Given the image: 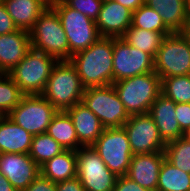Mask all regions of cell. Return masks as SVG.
<instances>
[{"mask_svg": "<svg viewBox=\"0 0 190 191\" xmlns=\"http://www.w3.org/2000/svg\"><path fill=\"white\" fill-rule=\"evenodd\" d=\"M145 4L157 10L172 33L183 31L188 15L185 0H145Z\"/></svg>", "mask_w": 190, "mask_h": 191, "instance_id": "cell-23", "label": "cell"}, {"mask_svg": "<svg viewBox=\"0 0 190 191\" xmlns=\"http://www.w3.org/2000/svg\"><path fill=\"white\" fill-rule=\"evenodd\" d=\"M77 153V177L85 191H113L117 176L102 161L92 146H82Z\"/></svg>", "mask_w": 190, "mask_h": 191, "instance_id": "cell-11", "label": "cell"}, {"mask_svg": "<svg viewBox=\"0 0 190 191\" xmlns=\"http://www.w3.org/2000/svg\"><path fill=\"white\" fill-rule=\"evenodd\" d=\"M124 7H127L130 11H136L141 5L145 3V0H115Z\"/></svg>", "mask_w": 190, "mask_h": 191, "instance_id": "cell-38", "label": "cell"}, {"mask_svg": "<svg viewBox=\"0 0 190 191\" xmlns=\"http://www.w3.org/2000/svg\"><path fill=\"white\" fill-rule=\"evenodd\" d=\"M156 191H190V174L165 159L159 172Z\"/></svg>", "mask_w": 190, "mask_h": 191, "instance_id": "cell-26", "label": "cell"}, {"mask_svg": "<svg viewBox=\"0 0 190 191\" xmlns=\"http://www.w3.org/2000/svg\"><path fill=\"white\" fill-rule=\"evenodd\" d=\"M172 32H155L131 27L121 37L129 45L150 54L155 58L163 39Z\"/></svg>", "mask_w": 190, "mask_h": 191, "instance_id": "cell-25", "label": "cell"}, {"mask_svg": "<svg viewBox=\"0 0 190 191\" xmlns=\"http://www.w3.org/2000/svg\"><path fill=\"white\" fill-rule=\"evenodd\" d=\"M0 173L17 191H23L40 174V167L29 154H0Z\"/></svg>", "mask_w": 190, "mask_h": 191, "instance_id": "cell-14", "label": "cell"}, {"mask_svg": "<svg viewBox=\"0 0 190 191\" xmlns=\"http://www.w3.org/2000/svg\"><path fill=\"white\" fill-rule=\"evenodd\" d=\"M58 14L69 45V60L72 55L87 49L101 36L94 20L69 7L65 2L50 5Z\"/></svg>", "mask_w": 190, "mask_h": 191, "instance_id": "cell-9", "label": "cell"}, {"mask_svg": "<svg viewBox=\"0 0 190 191\" xmlns=\"http://www.w3.org/2000/svg\"><path fill=\"white\" fill-rule=\"evenodd\" d=\"M95 23L101 37L120 38L132 25V11L115 0L103 2Z\"/></svg>", "mask_w": 190, "mask_h": 191, "instance_id": "cell-15", "label": "cell"}, {"mask_svg": "<svg viewBox=\"0 0 190 191\" xmlns=\"http://www.w3.org/2000/svg\"><path fill=\"white\" fill-rule=\"evenodd\" d=\"M18 29L30 31L49 7L47 0H1Z\"/></svg>", "mask_w": 190, "mask_h": 191, "instance_id": "cell-20", "label": "cell"}, {"mask_svg": "<svg viewBox=\"0 0 190 191\" xmlns=\"http://www.w3.org/2000/svg\"><path fill=\"white\" fill-rule=\"evenodd\" d=\"M164 153L170 164L190 174V139L186 135L166 143Z\"/></svg>", "mask_w": 190, "mask_h": 191, "instance_id": "cell-28", "label": "cell"}, {"mask_svg": "<svg viewBox=\"0 0 190 191\" xmlns=\"http://www.w3.org/2000/svg\"><path fill=\"white\" fill-rule=\"evenodd\" d=\"M123 127L133 155L164 152L166 144L149 113L130 115Z\"/></svg>", "mask_w": 190, "mask_h": 191, "instance_id": "cell-13", "label": "cell"}, {"mask_svg": "<svg viewBox=\"0 0 190 191\" xmlns=\"http://www.w3.org/2000/svg\"><path fill=\"white\" fill-rule=\"evenodd\" d=\"M185 2L187 14L190 15V0H185Z\"/></svg>", "mask_w": 190, "mask_h": 191, "instance_id": "cell-42", "label": "cell"}, {"mask_svg": "<svg viewBox=\"0 0 190 191\" xmlns=\"http://www.w3.org/2000/svg\"><path fill=\"white\" fill-rule=\"evenodd\" d=\"M132 26L148 31L171 32L163 23L157 10L145 3L132 12Z\"/></svg>", "mask_w": 190, "mask_h": 191, "instance_id": "cell-31", "label": "cell"}, {"mask_svg": "<svg viewBox=\"0 0 190 191\" xmlns=\"http://www.w3.org/2000/svg\"><path fill=\"white\" fill-rule=\"evenodd\" d=\"M113 191H150V190L143 188L138 183L131 180L129 177L125 175L117 178Z\"/></svg>", "mask_w": 190, "mask_h": 191, "instance_id": "cell-36", "label": "cell"}, {"mask_svg": "<svg viewBox=\"0 0 190 191\" xmlns=\"http://www.w3.org/2000/svg\"><path fill=\"white\" fill-rule=\"evenodd\" d=\"M30 49L29 31L18 29L0 35V73L9 74Z\"/></svg>", "mask_w": 190, "mask_h": 191, "instance_id": "cell-17", "label": "cell"}, {"mask_svg": "<svg viewBox=\"0 0 190 191\" xmlns=\"http://www.w3.org/2000/svg\"><path fill=\"white\" fill-rule=\"evenodd\" d=\"M24 96L9 74L0 73V112L4 116L8 115Z\"/></svg>", "mask_w": 190, "mask_h": 191, "instance_id": "cell-30", "label": "cell"}, {"mask_svg": "<svg viewBox=\"0 0 190 191\" xmlns=\"http://www.w3.org/2000/svg\"><path fill=\"white\" fill-rule=\"evenodd\" d=\"M0 191H17L10 181L0 173Z\"/></svg>", "mask_w": 190, "mask_h": 191, "instance_id": "cell-39", "label": "cell"}, {"mask_svg": "<svg viewBox=\"0 0 190 191\" xmlns=\"http://www.w3.org/2000/svg\"><path fill=\"white\" fill-rule=\"evenodd\" d=\"M4 117V115L0 112V120Z\"/></svg>", "mask_w": 190, "mask_h": 191, "instance_id": "cell-43", "label": "cell"}, {"mask_svg": "<svg viewBox=\"0 0 190 191\" xmlns=\"http://www.w3.org/2000/svg\"><path fill=\"white\" fill-rule=\"evenodd\" d=\"M18 28L13 23L12 18L7 13V10L2 1H0V35L15 32Z\"/></svg>", "mask_w": 190, "mask_h": 191, "instance_id": "cell-35", "label": "cell"}, {"mask_svg": "<svg viewBox=\"0 0 190 191\" xmlns=\"http://www.w3.org/2000/svg\"><path fill=\"white\" fill-rule=\"evenodd\" d=\"M67 0H47L48 2V5H55V4H58V3H62V2H65Z\"/></svg>", "mask_w": 190, "mask_h": 191, "instance_id": "cell-41", "label": "cell"}, {"mask_svg": "<svg viewBox=\"0 0 190 191\" xmlns=\"http://www.w3.org/2000/svg\"><path fill=\"white\" fill-rule=\"evenodd\" d=\"M57 112L42 95H25L7 117L35 136L47 131Z\"/></svg>", "mask_w": 190, "mask_h": 191, "instance_id": "cell-10", "label": "cell"}, {"mask_svg": "<svg viewBox=\"0 0 190 191\" xmlns=\"http://www.w3.org/2000/svg\"><path fill=\"white\" fill-rule=\"evenodd\" d=\"M175 112L181 130L187 134L190 131V103H176Z\"/></svg>", "mask_w": 190, "mask_h": 191, "instance_id": "cell-33", "label": "cell"}, {"mask_svg": "<svg viewBox=\"0 0 190 191\" xmlns=\"http://www.w3.org/2000/svg\"><path fill=\"white\" fill-rule=\"evenodd\" d=\"M154 72L161 79L190 74V41L181 32L163 39L154 58Z\"/></svg>", "mask_w": 190, "mask_h": 191, "instance_id": "cell-6", "label": "cell"}, {"mask_svg": "<svg viewBox=\"0 0 190 191\" xmlns=\"http://www.w3.org/2000/svg\"><path fill=\"white\" fill-rule=\"evenodd\" d=\"M181 33L190 41V15H187L185 27Z\"/></svg>", "mask_w": 190, "mask_h": 191, "instance_id": "cell-40", "label": "cell"}, {"mask_svg": "<svg viewBox=\"0 0 190 191\" xmlns=\"http://www.w3.org/2000/svg\"><path fill=\"white\" fill-rule=\"evenodd\" d=\"M70 62L85 88L113 84V37H100L87 49L73 54Z\"/></svg>", "mask_w": 190, "mask_h": 191, "instance_id": "cell-1", "label": "cell"}, {"mask_svg": "<svg viewBox=\"0 0 190 191\" xmlns=\"http://www.w3.org/2000/svg\"><path fill=\"white\" fill-rule=\"evenodd\" d=\"M31 48L55 57L69 60V45L57 12L49 6L29 31Z\"/></svg>", "mask_w": 190, "mask_h": 191, "instance_id": "cell-5", "label": "cell"}, {"mask_svg": "<svg viewBox=\"0 0 190 191\" xmlns=\"http://www.w3.org/2000/svg\"><path fill=\"white\" fill-rule=\"evenodd\" d=\"M23 191H56V183L40 173Z\"/></svg>", "mask_w": 190, "mask_h": 191, "instance_id": "cell-34", "label": "cell"}, {"mask_svg": "<svg viewBox=\"0 0 190 191\" xmlns=\"http://www.w3.org/2000/svg\"><path fill=\"white\" fill-rule=\"evenodd\" d=\"M81 102L105 128L123 127L130 117L113 84L85 88Z\"/></svg>", "mask_w": 190, "mask_h": 191, "instance_id": "cell-7", "label": "cell"}, {"mask_svg": "<svg viewBox=\"0 0 190 191\" xmlns=\"http://www.w3.org/2000/svg\"><path fill=\"white\" fill-rule=\"evenodd\" d=\"M63 151L61 145L45 132L32 137L29 156L41 167Z\"/></svg>", "mask_w": 190, "mask_h": 191, "instance_id": "cell-27", "label": "cell"}, {"mask_svg": "<svg viewBox=\"0 0 190 191\" xmlns=\"http://www.w3.org/2000/svg\"><path fill=\"white\" fill-rule=\"evenodd\" d=\"M56 191H85L78 177L56 183Z\"/></svg>", "mask_w": 190, "mask_h": 191, "instance_id": "cell-37", "label": "cell"}, {"mask_svg": "<svg viewBox=\"0 0 190 191\" xmlns=\"http://www.w3.org/2000/svg\"><path fill=\"white\" fill-rule=\"evenodd\" d=\"M162 94L175 103H190V74L161 79Z\"/></svg>", "mask_w": 190, "mask_h": 191, "instance_id": "cell-29", "label": "cell"}, {"mask_svg": "<svg viewBox=\"0 0 190 191\" xmlns=\"http://www.w3.org/2000/svg\"><path fill=\"white\" fill-rule=\"evenodd\" d=\"M186 136L190 139V131L186 134Z\"/></svg>", "mask_w": 190, "mask_h": 191, "instance_id": "cell-44", "label": "cell"}, {"mask_svg": "<svg viewBox=\"0 0 190 191\" xmlns=\"http://www.w3.org/2000/svg\"><path fill=\"white\" fill-rule=\"evenodd\" d=\"M165 159L164 152L133 155L126 176L143 188L156 191L159 172Z\"/></svg>", "mask_w": 190, "mask_h": 191, "instance_id": "cell-16", "label": "cell"}, {"mask_svg": "<svg viewBox=\"0 0 190 191\" xmlns=\"http://www.w3.org/2000/svg\"><path fill=\"white\" fill-rule=\"evenodd\" d=\"M57 59L31 48L9 73L25 95H41Z\"/></svg>", "mask_w": 190, "mask_h": 191, "instance_id": "cell-4", "label": "cell"}, {"mask_svg": "<svg viewBox=\"0 0 190 191\" xmlns=\"http://www.w3.org/2000/svg\"><path fill=\"white\" fill-rule=\"evenodd\" d=\"M40 173L52 182L65 181L77 176V153L64 150L40 167Z\"/></svg>", "mask_w": 190, "mask_h": 191, "instance_id": "cell-22", "label": "cell"}, {"mask_svg": "<svg viewBox=\"0 0 190 191\" xmlns=\"http://www.w3.org/2000/svg\"><path fill=\"white\" fill-rule=\"evenodd\" d=\"M84 90L75 66L70 60H60L53 66L41 95L58 111H66L82 101Z\"/></svg>", "mask_w": 190, "mask_h": 191, "instance_id": "cell-2", "label": "cell"}, {"mask_svg": "<svg viewBox=\"0 0 190 191\" xmlns=\"http://www.w3.org/2000/svg\"><path fill=\"white\" fill-rule=\"evenodd\" d=\"M175 109L176 103L161 93L149 111L165 144L186 135L176 119Z\"/></svg>", "mask_w": 190, "mask_h": 191, "instance_id": "cell-18", "label": "cell"}, {"mask_svg": "<svg viewBox=\"0 0 190 191\" xmlns=\"http://www.w3.org/2000/svg\"><path fill=\"white\" fill-rule=\"evenodd\" d=\"M65 3L95 21L103 2L102 0H67Z\"/></svg>", "mask_w": 190, "mask_h": 191, "instance_id": "cell-32", "label": "cell"}, {"mask_svg": "<svg viewBox=\"0 0 190 191\" xmlns=\"http://www.w3.org/2000/svg\"><path fill=\"white\" fill-rule=\"evenodd\" d=\"M113 87L129 115L149 113L151 105L162 93L161 78L155 72L119 80Z\"/></svg>", "mask_w": 190, "mask_h": 191, "instance_id": "cell-3", "label": "cell"}, {"mask_svg": "<svg viewBox=\"0 0 190 191\" xmlns=\"http://www.w3.org/2000/svg\"><path fill=\"white\" fill-rule=\"evenodd\" d=\"M32 135L15 124L7 115L0 120V154H29Z\"/></svg>", "mask_w": 190, "mask_h": 191, "instance_id": "cell-21", "label": "cell"}, {"mask_svg": "<svg viewBox=\"0 0 190 191\" xmlns=\"http://www.w3.org/2000/svg\"><path fill=\"white\" fill-rule=\"evenodd\" d=\"M64 150H79L82 145L78 141L73 122L66 111H58L46 131Z\"/></svg>", "mask_w": 190, "mask_h": 191, "instance_id": "cell-24", "label": "cell"}, {"mask_svg": "<svg viewBox=\"0 0 190 191\" xmlns=\"http://www.w3.org/2000/svg\"><path fill=\"white\" fill-rule=\"evenodd\" d=\"M66 112L73 122L79 143L82 146H92L105 129L99 118L82 102Z\"/></svg>", "mask_w": 190, "mask_h": 191, "instance_id": "cell-19", "label": "cell"}, {"mask_svg": "<svg viewBox=\"0 0 190 191\" xmlns=\"http://www.w3.org/2000/svg\"><path fill=\"white\" fill-rule=\"evenodd\" d=\"M107 1H113V0H102V2H107Z\"/></svg>", "mask_w": 190, "mask_h": 191, "instance_id": "cell-45", "label": "cell"}, {"mask_svg": "<svg viewBox=\"0 0 190 191\" xmlns=\"http://www.w3.org/2000/svg\"><path fill=\"white\" fill-rule=\"evenodd\" d=\"M92 147L112 173L127 175L133 153L124 127L105 128Z\"/></svg>", "mask_w": 190, "mask_h": 191, "instance_id": "cell-8", "label": "cell"}, {"mask_svg": "<svg viewBox=\"0 0 190 191\" xmlns=\"http://www.w3.org/2000/svg\"><path fill=\"white\" fill-rule=\"evenodd\" d=\"M154 72V58L124 39L113 37V83L136 75Z\"/></svg>", "mask_w": 190, "mask_h": 191, "instance_id": "cell-12", "label": "cell"}]
</instances>
